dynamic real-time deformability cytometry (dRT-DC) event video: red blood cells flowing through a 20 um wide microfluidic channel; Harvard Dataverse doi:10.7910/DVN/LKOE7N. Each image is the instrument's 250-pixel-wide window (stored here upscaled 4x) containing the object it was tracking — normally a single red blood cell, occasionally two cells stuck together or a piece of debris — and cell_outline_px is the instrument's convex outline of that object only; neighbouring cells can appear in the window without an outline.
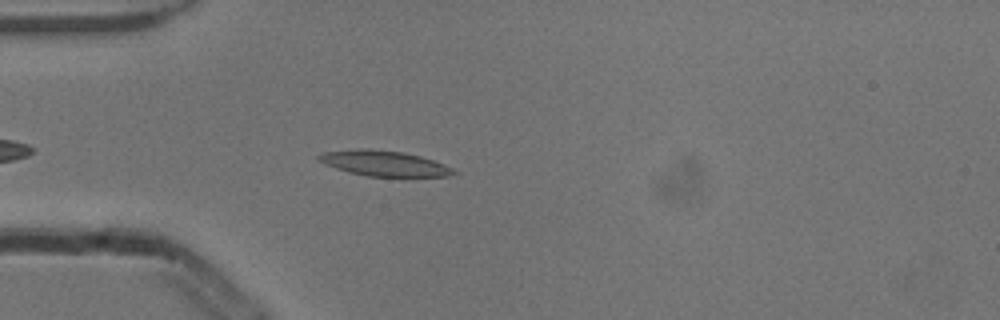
{"species": "common noctule bat (a hibernating species)", "species_latin": "Nyctalus noctula", "temperature_condition": "cold", "stored_images_in_passage": 38, "camera_frame_rate_fps": 3000, "um_per_image_px": 0.085, "animal": {"sex": "male", "body_mass_g": 13.3}, "frame": {"image": 1, "passage_image": 2, "time_ms": 0.333, "image_size_px": [1000, 320], "cell_outline_px": [[460, 172], [448, 176], [368, 176], [348, 172], [324, 164], [316, 160], [316, 156], [324, 152], [360, 148], [368, 148], [404, 152], [420, 156], [432, 160], [452, 168]], "centroid_in_image_um": [32.61, 13.87], "position_along_channel_um": 52.4, "area_um2": 19.94}}
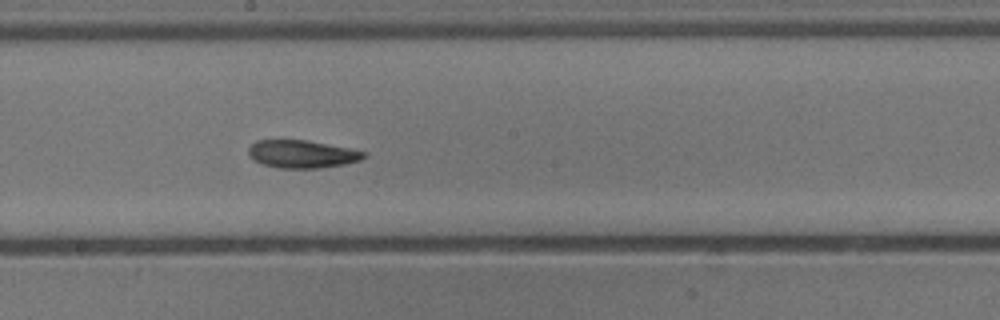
{"frame": {"image": 2, "passage_image": 16, "time_ms": 5.0, "image_size_px": [1000, 320], "cell_outline_px": [[368, 156], [360, 160], [344, 164], [320, 168], [280, 168], [264, 164], [252, 160], [248, 156], [248, 148], [256, 140], [308, 140], [348, 148], [364, 152]], "centroid_in_image_um": [25.64, 13.09], "position_along_channel_um": 222.6, "area_um2": 18.67}}
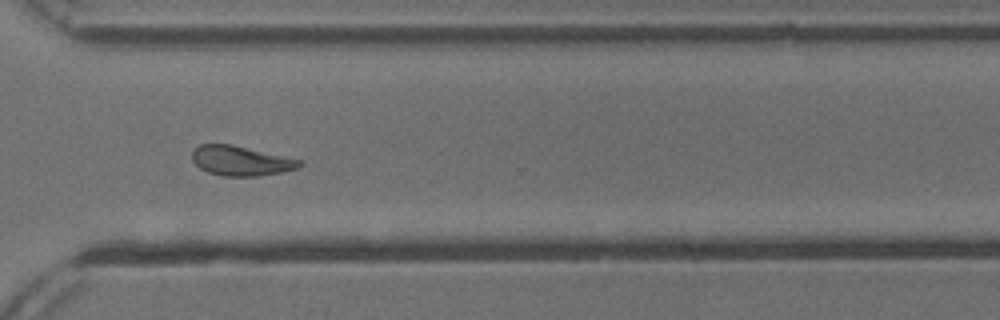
{"frame": {"image": 3, "passage_image": 26, "time_ms": 8.333, "image_size_px": [1000, 320], "cell_outline_px": [[304, 164], [296, 168], [280, 172], [260, 176], [224, 176], [208, 172], [200, 168], [192, 160], [192, 152], [200, 144], [232, 144], [304, 160]], "centroid_in_image_um": [20.5, 13.66], "position_along_channel_um": 350.1, "area_um2": 18.67}, "authors_computed_cell_mechanics": {"area_um2": 18.6694, "velocity_mm_per_s": 3.8408, "shape_relaxation_time_tau1_ms": 5.7715, "shape_relaxation_time_tau2_ms": null, "deformation_change_tau1": 0.1523, "deformation_change_tau2": null}}